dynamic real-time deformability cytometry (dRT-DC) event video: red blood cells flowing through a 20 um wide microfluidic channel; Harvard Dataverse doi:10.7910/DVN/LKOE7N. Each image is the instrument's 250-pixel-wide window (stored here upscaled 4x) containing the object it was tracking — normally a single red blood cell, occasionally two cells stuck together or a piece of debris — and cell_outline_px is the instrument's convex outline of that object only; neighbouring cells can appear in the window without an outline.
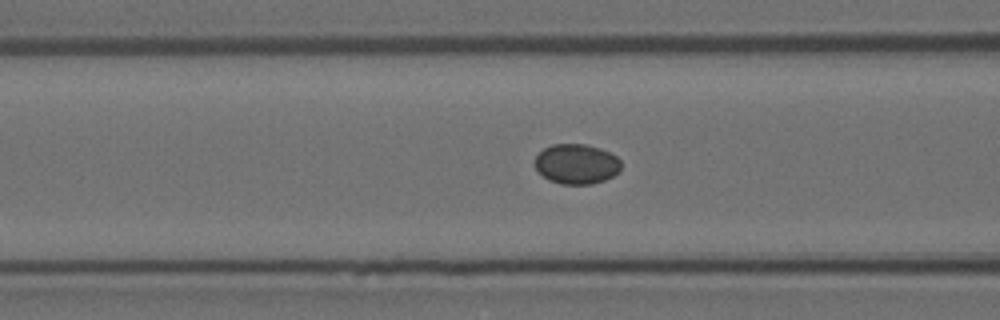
{"species": "Egyptian fruit bat (a non-hibernating species)", "species_latin": "Rousettus aegyptiacus", "temperature_condition": "room temperature", "stored_images_in_passage": 43, "camera_frame_rate_fps": 3000, "um_per_image_px": 0.085, "animal": {"sex": "female"}, "frame": {"image": 1, "passage_image": 21, "time_ms": 6.667, "image_size_px": [1000, 320], "cell_outline_px": [[620, 172], [604, 180], [592, 184], [560, 184], [548, 180], [536, 168], [536, 156], [544, 148], [552, 144], [584, 144], [600, 148], [616, 156], [620, 160]], "centroid_in_image_um": [49.01, 13.94], "position_along_channel_um": 117.6, "area_um2": 20.0}}
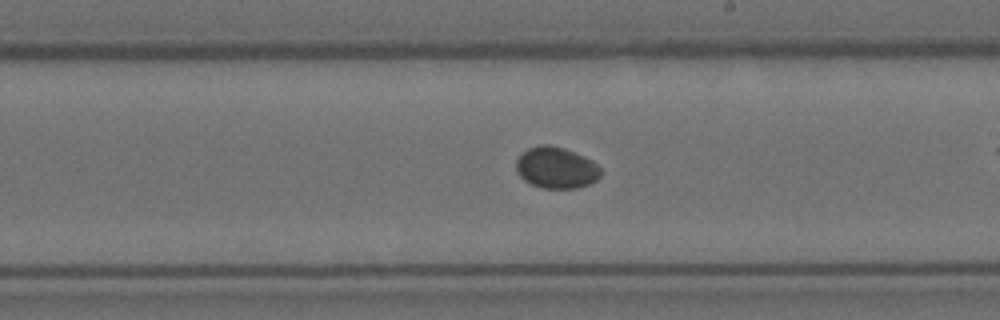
{"frame": {"image": 2, "passage_image": 31, "time_ms": 10.0, "image_size_px": [1000, 320], "cell_outline_px": [[600, 176], [596, 180], [588, 184], [576, 188], [540, 188], [524, 180], [516, 172], [516, 160], [528, 148], [540, 144], [548, 144], [564, 148], [584, 156], [592, 160], [600, 168]], "centroid_in_image_um": [47.26, 14.25], "position_along_channel_um": 241.7, "area_um2": 20.35}}
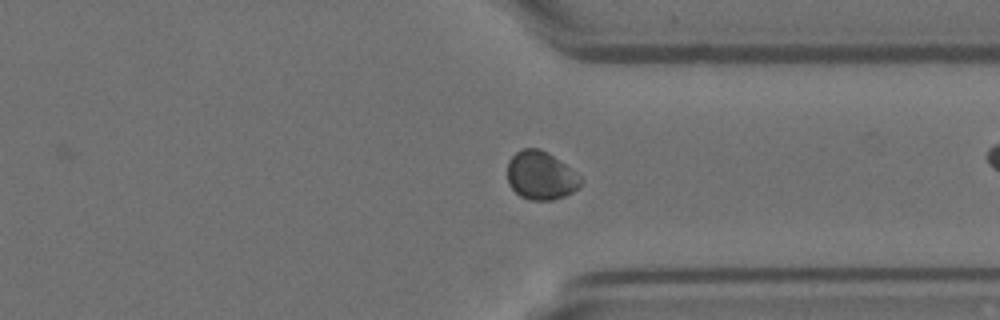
{"frame": {"image": 3, "passage_image": 41, "time_ms": 13.333, "image_size_px": [1000, 320], "cell_outline_px": [[584, 180], [580, 188], [564, 196], [552, 200], [528, 200], [520, 196], [508, 184], [508, 160], [520, 148], [540, 148], [548, 152], [580, 176]], "centroid_in_image_um": [45.97, 14.92], "position_along_channel_um": 365.4, "area_um2": 20.81}}